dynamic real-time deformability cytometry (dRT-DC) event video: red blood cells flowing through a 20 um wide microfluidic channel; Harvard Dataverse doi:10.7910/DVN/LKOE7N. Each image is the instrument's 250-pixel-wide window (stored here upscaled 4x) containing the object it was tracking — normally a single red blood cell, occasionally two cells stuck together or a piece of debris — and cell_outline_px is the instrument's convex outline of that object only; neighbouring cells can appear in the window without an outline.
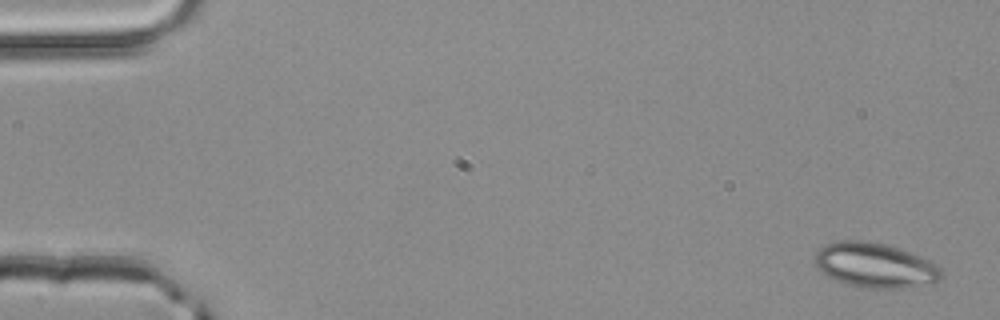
{"species": "common noctule bat (a hibernating species)", "species_latin": "Nyctalus noctula", "temperature_condition": "room temperature", "stored_images_in_passage": 4, "camera_frame_rate_fps": 3000, "um_per_image_px": 0.085, "animal": {"sex": "male", "body_mass_g": 20.4}, "frame": {"image": 1, "passage_image": 1, "time_ms": 0.0, "image_size_px": [1000, 320], "cell_outline_px": [[944, 276], [940, 280], [932, 284], [904, 288], [860, 288], [844, 284], [828, 276], [816, 264], [816, 252], [824, 244], [836, 240], [860, 240], [884, 244], [900, 248], [928, 260], [936, 264], [940, 268]], "centroid_in_image_um": [74.41, 22.56], "position_along_channel_um": 10.6, "area_um2": 33.18}}